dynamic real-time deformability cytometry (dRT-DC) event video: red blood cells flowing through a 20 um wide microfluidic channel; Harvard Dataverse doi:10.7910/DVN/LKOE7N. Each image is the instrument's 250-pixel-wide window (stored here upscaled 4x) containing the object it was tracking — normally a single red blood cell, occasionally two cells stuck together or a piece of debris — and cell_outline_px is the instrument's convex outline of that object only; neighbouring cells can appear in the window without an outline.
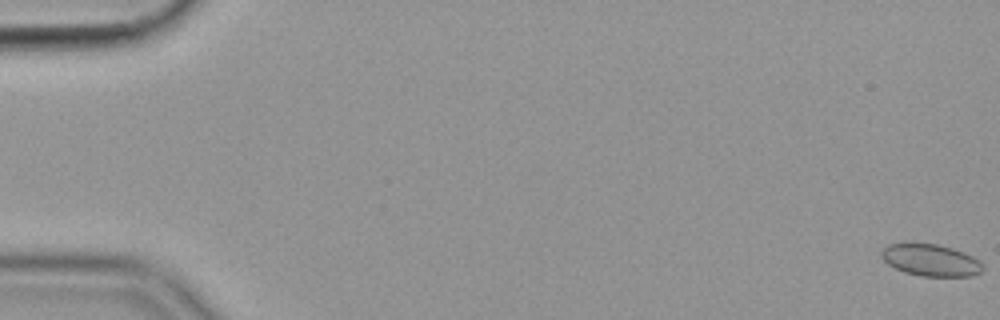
{"species": "common noctule bat (a hibernating species)", "species_latin": "Nyctalus noctula", "temperature_condition": "cold", "stored_images_in_passage": 58, "camera_frame_rate_fps": 3000, "um_per_image_px": 0.085, "animal": {"sex": "female", "body_mass_g": 19.9}, "frame": {"image": 1, "passage_image": 1, "time_ms": 0.0, "image_size_px": [1000, 320], "cell_outline_px": [[984, 268], [980, 272], [972, 276], [920, 276], [904, 272], [888, 264], [880, 256], [880, 252], [888, 244], [936, 244], [952, 248], [972, 256], [980, 260]], "centroid_in_image_um": [79.12, 22.12], "position_along_channel_um": 5.9, "area_um2": 18.67}}
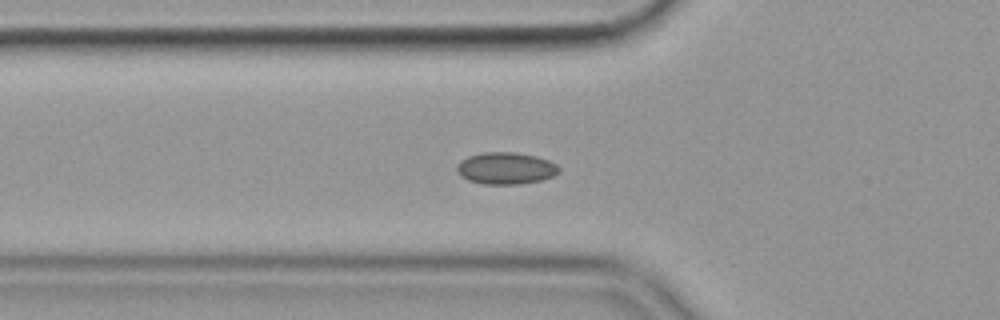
{"frame": {"image": 2, "passage_image": 21, "time_ms": 6.667, "image_size_px": [1000, 320], "cell_outline_px": [[560, 172], [552, 176], [540, 180], [520, 184], [480, 184], [468, 180], [460, 176], [456, 168], [456, 164], [460, 160], [468, 156], [484, 152], [512, 152], [536, 156], [548, 160], [556, 164], [560, 168]], "centroid_in_image_um": [42.96, 14.3], "position_along_channel_um": 82.8, "area_um2": 19.07}}
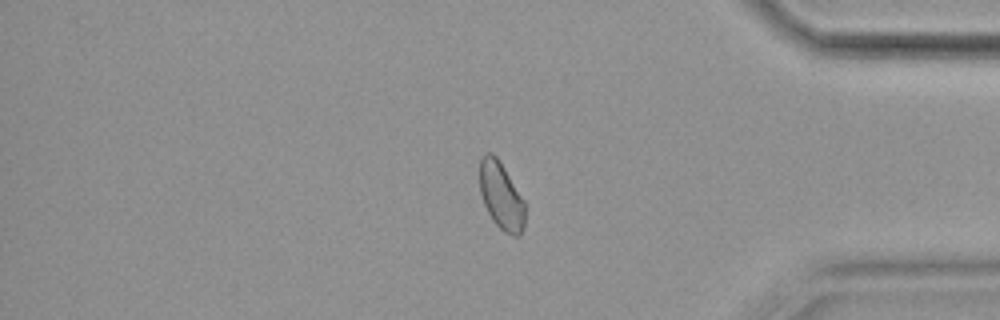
{"frame": {"image": 3, "passage_image": 49, "time_ms": 16.0, "image_size_px": [1000, 320], "cell_outline_px": [[524, 228], [520, 236], [512, 236], [504, 232], [492, 220], [484, 204], [480, 192], [480, 156], [484, 152], [492, 152], [496, 156], [504, 168], [524, 200]], "centroid_in_image_um": [42.59, 16.65], "position_along_channel_um": 392.6, "area_um2": 17.8}, "authors_computed_cell_mechanics": {"area_um2": 18.3515, "velocity_mm_per_s": 3.5531, "shape_relaxation_time_tau1_ms": null, "shape_relaxation_time_tau2_ms": 2.2868, "deformation_change_tau1": null, "deformation_change_tau2": 0.0514}}